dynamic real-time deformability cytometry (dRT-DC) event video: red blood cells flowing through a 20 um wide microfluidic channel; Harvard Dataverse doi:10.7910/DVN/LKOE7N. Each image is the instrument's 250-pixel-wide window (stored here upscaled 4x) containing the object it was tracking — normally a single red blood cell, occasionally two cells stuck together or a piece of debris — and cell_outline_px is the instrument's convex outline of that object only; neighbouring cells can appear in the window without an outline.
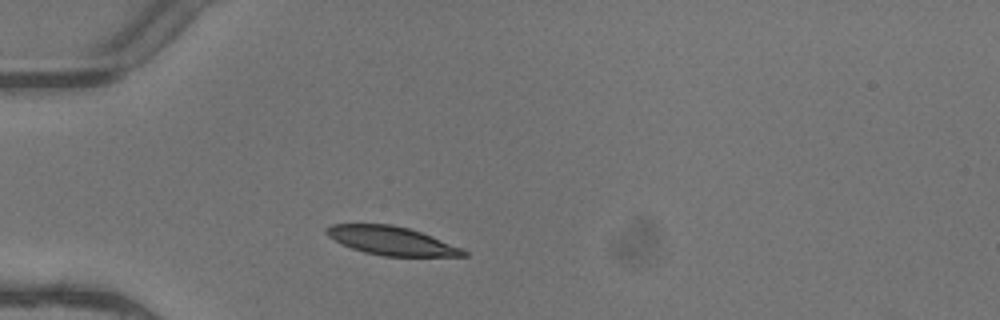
{"species": "common noctule bat (a hibernating species)", "species_latin": "Nyctalus noctula", "temperature_condition": "warm", "stored_images_in_passage": 2, "camera_frame_rate_fps": 3000, "um_per_image_px": 0.085, "animal": {"sex": "female"}, "frame": {"image": 1, "passage_image": 1, "time_ms": 0.0, "image_size_px": [1000, 320], "cell_outline_px": [[468, 256], [384, 256], [364, 252], [352, 248], [328, 236], [324, 232], [324, 228], [332, 224], [392, 224], [408, 228], [432, 236], [464, 248], [468, 252]], "centroid_in_image_um": [33.31, 20.46], "position_along_channel_um": 51.7, "area_um2": 22.77}}